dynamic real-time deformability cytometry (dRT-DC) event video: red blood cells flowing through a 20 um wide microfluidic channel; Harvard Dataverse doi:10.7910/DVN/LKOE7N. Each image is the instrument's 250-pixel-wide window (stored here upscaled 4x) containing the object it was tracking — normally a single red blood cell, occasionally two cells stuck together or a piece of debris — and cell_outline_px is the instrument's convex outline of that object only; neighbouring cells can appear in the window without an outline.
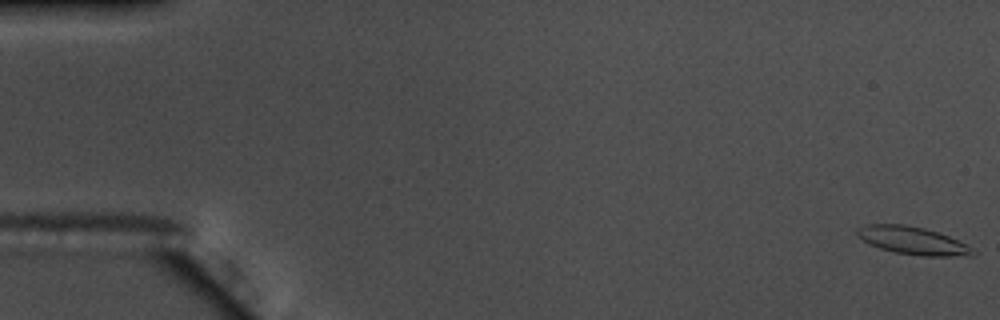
{"species": "common noctule bat (a hibernating species)", "species_latin": "Nyctalus noctula", "temperature_condition": "warm", "stored_images_in_passage": 57, "camera_frame_rate_fps": 3000, "um_per_image_px": 0.085, "animal": {"sex": "male", "body_mass_g": 17.5, "forearm_length_mm": 52.3}, "frame": {"image": 1, "passage_image": 1, "time_ms": 0.0, "image_size_px": [1000, 320], "cell_outline_px": [[976, 252], [972, 256], [924, 256], [896, 252], [880, 248], [868, 244], [856, 236], [856, 228], [864, 224], [904, 224], [924, 228], [948, 236], [972, 248]], "centroid_in_image_um": [77.51, 20.44], "position_along_channel_um": 7.5, "area_um2": 18.67}}
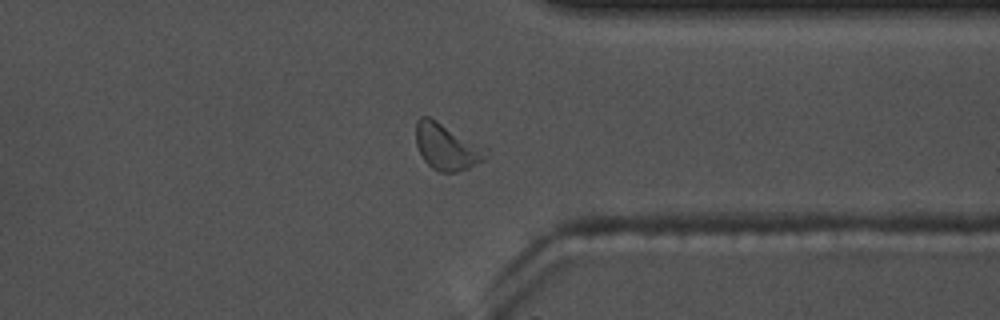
{"frame": {"image": 2, "passage_image": 44, "time_ms": 14.333, "image_size_px": [1000, 320], "cell_outline_px": [[488, 148], [484, 160], [468, 168], [456, 172], [440, 172], [432, 168], [424, 160], [416, 144], [416, 120], [420, 116], [428, 116], [436, 120]], "centroid_in_image_um": [37.96, 12.47], "position_along_channel_um": 373.4, "area_um2": 18.84}}
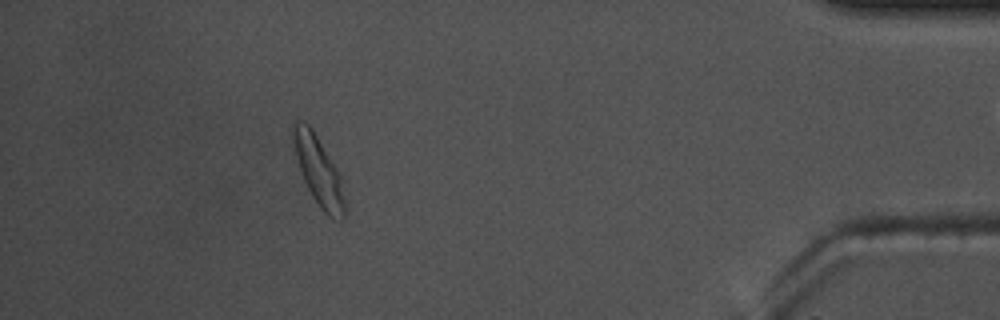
{"frame": {"image": 3, "passage_image": 51, "time_ms": 16.667, "image_size_px": [1000, 320], "cell_outline_px": [[344, 216], [340, 220], [332, 220], [320, 208], [312, 196], [300, 172], [292, 140], [292, 128], [300, 120], [308, 124], [312, 128], [336, 168], [340, 176], [344, 200]], "centroid_in_image_um": [27.06, 14.55], "position_along_channel_um": 408.1, "area_um2": 20.29}, "authors_computed_cell_mechanics": {"area_um2": 18.6116, "velocity_mm_per_s": 3.6718, "shape_relaxation_time_tau1_ms": 4.1971, "shape_relaxation_time_tau2_ms": 3.0977, "deformation_change_tau1": 0.1362, "deformation_change_tau2": 0.0925}}